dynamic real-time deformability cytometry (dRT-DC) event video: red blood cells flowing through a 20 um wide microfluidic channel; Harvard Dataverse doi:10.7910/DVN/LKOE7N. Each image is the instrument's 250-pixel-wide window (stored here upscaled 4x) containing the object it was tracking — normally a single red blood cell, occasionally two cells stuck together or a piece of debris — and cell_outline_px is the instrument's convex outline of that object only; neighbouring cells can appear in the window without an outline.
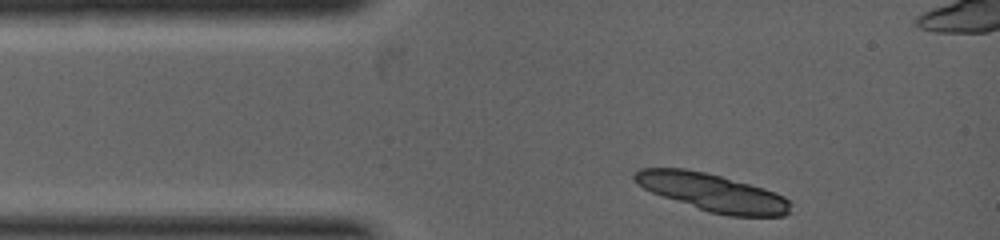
{"species": "common noctule bat (a hibernating species)", "species_latin": "Nyctalus noctula", "temperature_condition": "warm", "stored_images_in_passage": 1, "camera_frame_rate_fps": 5000, "um_per_image_px": 0.085, "animal": {"sex": "female", "body_mass_g": 19.0, "forearm_length_mm": 53.3}, "frame": {"image": 1, "passage_image": 1, "time_ms": 0.0, "image_size_px": [1000, 240], "cell_outline_px": [[792, 204], [788, 212], [784, 216], [728, 216], [708, 212], [652, 192], [636, 184], [632, 180], [632, 176], [640, 168], [684, 168], [704, 172], [720, 176], [764, 188], [784, 196]], "centroid_in_image_um": [60.55, 16.36], "position_along_channel_um": 24.5, "area_um2": 34.04}}